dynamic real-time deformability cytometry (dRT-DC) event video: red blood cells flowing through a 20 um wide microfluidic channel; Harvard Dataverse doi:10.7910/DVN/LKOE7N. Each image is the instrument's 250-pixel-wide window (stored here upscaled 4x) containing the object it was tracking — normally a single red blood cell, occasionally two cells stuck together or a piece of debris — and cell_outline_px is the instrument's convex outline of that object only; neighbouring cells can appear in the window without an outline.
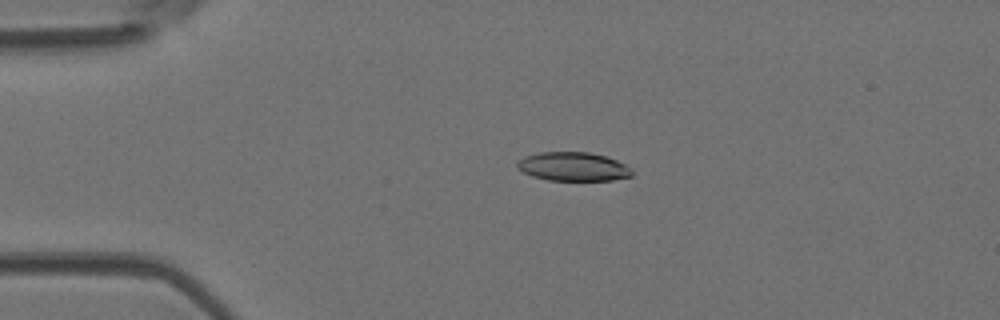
{"species": "Egyptian fruit bat (a non-hibernating species)", "species_latin": "Rousettus aegyptiacus", "temperature_condition": "room temperature", "stored_images_in_passage": 3, "camera_frame_rate_fps": 3000, "um_per_image_px": 0.085, "animal": {"sex": "female"}, "frame": {"image": 1, "passage_image": 2, "time_ms": 0.333, "image_size_px": [1000, 320], "cell_outline_px": [[636, 172], [632, 176], [612, 180], [548, 180], [532, 176], [516, 168], [516, 164], [524, 156], [540, 152], [588, 152], [604, 156], [616, 160], [632, 168]], "centroid_in_image_um": [48.74, 14.16], "position_along_channel_um": 36.3, "area_um2": 19.31}}